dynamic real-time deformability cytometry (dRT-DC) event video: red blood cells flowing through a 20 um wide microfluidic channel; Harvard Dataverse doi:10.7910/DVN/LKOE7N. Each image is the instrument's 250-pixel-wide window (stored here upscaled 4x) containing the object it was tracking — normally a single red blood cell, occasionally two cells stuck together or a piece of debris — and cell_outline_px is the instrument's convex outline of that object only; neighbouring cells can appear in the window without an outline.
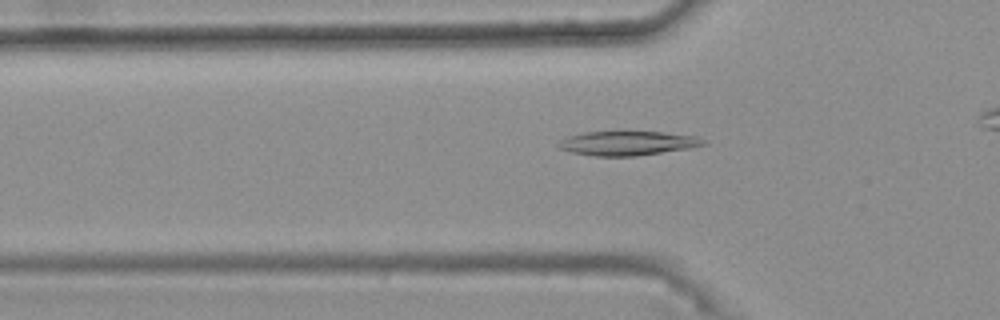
{"species": "common noctule bat (a hibernating species)", "species_latin": "Nyctalus noctula", "temperature_condition": "warm", "stored_images_in_passage": 42, "camera_frame_rate_fps": 3000, "um_per_image_px": 0.085, "animal": {"sex": "female", "body_mass_g": 25.1}, "frame": {"image": 1, "passage_image": 10, "time_ms": 3.0, "image_size_px": [1000, 320], "cell_outline_px": [[708, 144], [692, 148], [636, 156], [596, 156], [572, 152], [560, 148], [556, 144], [560, 140], [568, 136], [584, 132], [660, 132], [696, 136], [704, 140]], "centroid_in_image_um": [53.36, 12.18], "position_along_channel_um": 72.4, "area_um2": 20.4}}
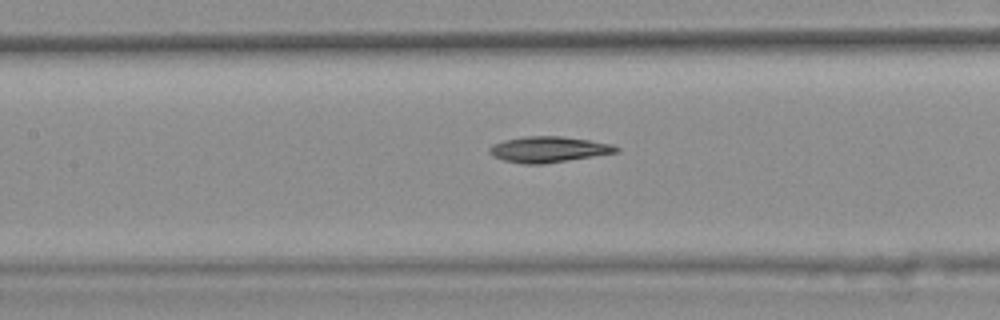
{"frame": {"image": 2, "passage_image": 17, "time_ms": 5.333, "image_size_px": [1000, 320], "cell_outline_px": [[620, 152], [544, 164], [524, 164], [504, 160], [492, 156], [488, 152], [488, 148], [492, 144], [504, 140], [524, 136], [560, 136], [588, 140], [612, 144], [620, 148]], "centroid_in_image_um": [46.61, 12.7], "position_along_channel_um": 160.8, "area_um2": 19.19}}
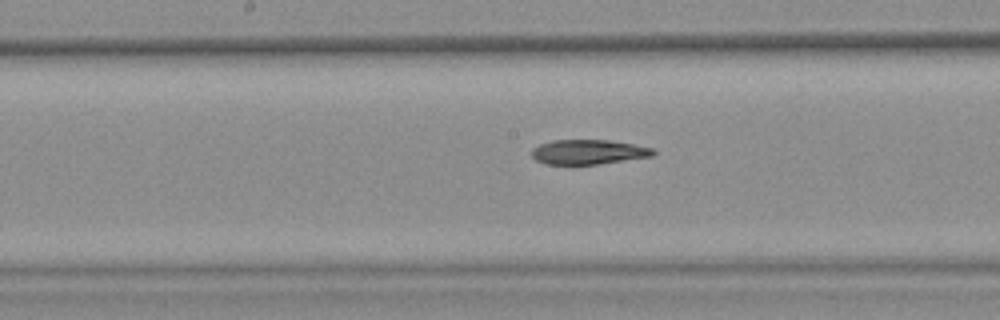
{"frame": {"image": 3, "passage_image": 20, "time_ms": 6.333, "image_size_px": [1000, 320], "cell_outline_px": [[656, 152], [652, 156], [596, 164], [544, 164], [536, 160], [532, 156], [532, 148], [540, 144], [552, 140], [608, 140], [632, 144], [652, 148]], "centroid_in_image_um": [49.97, 12.91], "position_along_channel_um": 198.2, "area_um2": 17.28}}